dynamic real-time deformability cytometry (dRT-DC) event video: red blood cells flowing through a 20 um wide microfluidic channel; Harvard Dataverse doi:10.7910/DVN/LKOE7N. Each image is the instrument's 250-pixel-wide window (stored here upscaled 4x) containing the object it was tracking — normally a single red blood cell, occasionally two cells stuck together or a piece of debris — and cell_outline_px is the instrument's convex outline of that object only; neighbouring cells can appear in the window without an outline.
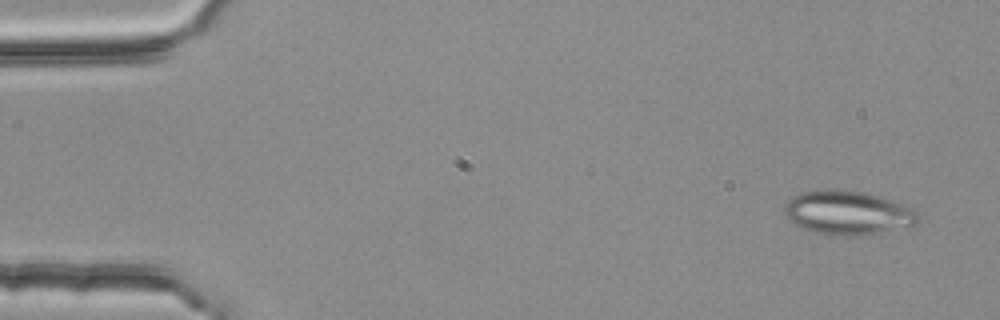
{"species": "common noctule bat (a hibernating species)", "species_latin": "Nyctalus noctula", "temperature_condition": "room temperature", "stored_images_in_passage": 5, "camera_frame_rate_fps": 3000, "um_per_image_px": 0.085, "animal": {"sex": "female", "body_mass_g": 25.1}, "frame": {"image": 1, "passage_image": 1, "time_ms": 0.0, "image_size_px": [1000, 320], "cell_outline_px": [[924, 220], [916, 224], [876, 232], [848, 236], [816, 232], [804, 228], [788, 220], [784, 212], [784, 204], [788, 200], [800, 192], [824, 188], [840, 188], [868, 192], [892, 200], [912, 208], [920, 212]], "centroid_in_image_um": [72.08, 18.03], "position_along_channel_um": 12.9, "area_um2": 34.45}}